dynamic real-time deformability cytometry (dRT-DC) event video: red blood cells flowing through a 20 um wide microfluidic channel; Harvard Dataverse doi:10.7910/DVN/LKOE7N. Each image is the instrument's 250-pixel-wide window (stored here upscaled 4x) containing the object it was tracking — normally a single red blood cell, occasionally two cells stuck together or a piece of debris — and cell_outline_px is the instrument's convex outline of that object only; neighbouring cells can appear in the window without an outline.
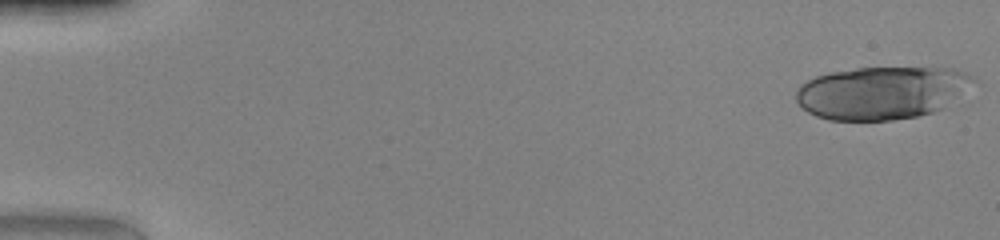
{"species": "human", "species_latin": "Homo sapiens", "temperature_condition": "warm", "stored_images_in_passage": 48, "camera_frame_rate_fps": 3000, "um_per_image_px": 0.085, "donor": {"sex": "female"}, "frame": {"image": 1, "passage_image": 1, "time_ms": 0.0, "image_size_px": [1000, 240], "cell_outline_px": [[980, 84], [944, 108], [932, 112], [916, 116], [892, 120], [828, 120], [816, 116], [808, 112], [796, 100], [796, 88], [800, 84], [816, 76], [832, 72], [856, 68], [956, 68], [976, 76], [980, 80]], "centroid_in_image_um": [75.07, 7.87], "position_along_channel_um": 9.9, "area_um2": 55.43}}
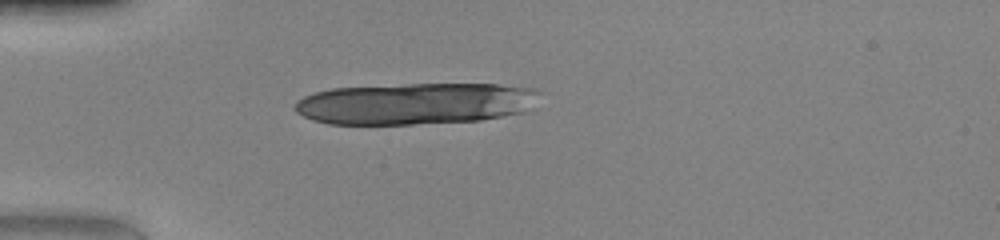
{"frame": {"image": 2, "passage_image": 14, "time_ms": 4.333, "image_size_px": [1000, 240], "cell_outline_px": [[544, 92], [536, 108], [524, 112], [504, 116], [480, 120], [412, 124], [328, 124], [312, 120], [296, 112], [292, 108], [292, 104], [296, 100], [304, 96], [316, 92], [332, 88], [408, 84], [496, 84], [536, 88]], "centroid_in_image_um": [35.39, 8.8], "position_along_channel_um": 49.6, "area_um2": 60.29}}
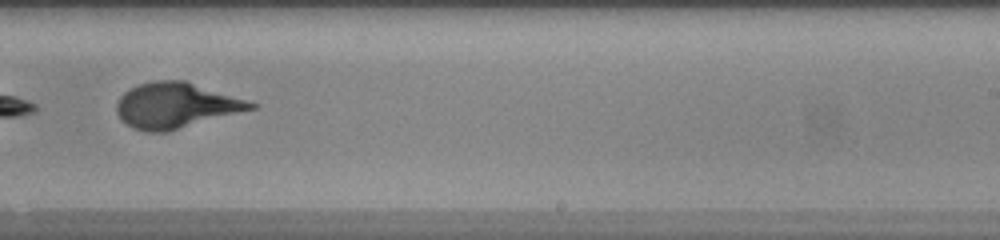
{"frame": {"image": 3, "passage_image": 32, "time_ms": 10.333, "image_size_px": [1000, 240], "cell_outline_px": [[256, 108], [168, 132], [148, 132], [132, 128], [116, 112], [116, 104], [120, 96], [124, 92], [140, 84], [156, 80], [184, 80], [256, 104]], "centroid_in_image_um": [14.91, 8.97], "position_along_channel_um": 274.1, "area_um2": 34.97}, "authors_computed_cell_mechanics": {"area_um2": 35.836, "velocity_mm_per_s": 4.2203, "shape_relaxation_time_tau1_ms": 4.0993, "shape_relaxation_time_tau2_ms": null, "deformation_change_tau1": 0.2548, "deformation_change_tau2": null}}